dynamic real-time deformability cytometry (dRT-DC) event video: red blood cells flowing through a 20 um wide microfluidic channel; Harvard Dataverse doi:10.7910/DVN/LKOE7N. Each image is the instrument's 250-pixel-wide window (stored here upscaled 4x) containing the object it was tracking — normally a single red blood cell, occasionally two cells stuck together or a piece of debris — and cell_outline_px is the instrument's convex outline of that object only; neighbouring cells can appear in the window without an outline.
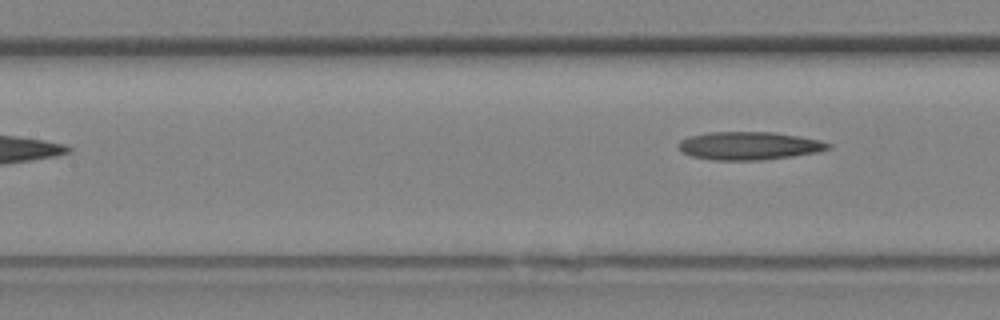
{"species": "Egyptian fruit bat (a non-hibernating species)", "species_latin": "Rousettus aegyptiacus", "temperature_condition": "room temperature", "stored_images_in_passage": 8, "segment_of_instrument_passage": [2, 2], "camera_frame_rate_fps": 3000, "um_per_image_px": 0.085, "animal": {"sex": "female"}, "frame": {"image": 1, "passage_image": 8, "time_ms": 2.333, "image_size_px": [1000, 320], "cell_outline_px": [[832, 148], [820, 152], [764, 160], [712, 160], [692, 156], [684, 152], [676, 144], [680, 140], [688, 136], [708, 132], [772, 132], [800, 136], [820, 140], [832, 144]], "centroid_in_image_um": [63.7, 12.39], "position_along_channel_um": 143.7, "area_um2": 24.68}}